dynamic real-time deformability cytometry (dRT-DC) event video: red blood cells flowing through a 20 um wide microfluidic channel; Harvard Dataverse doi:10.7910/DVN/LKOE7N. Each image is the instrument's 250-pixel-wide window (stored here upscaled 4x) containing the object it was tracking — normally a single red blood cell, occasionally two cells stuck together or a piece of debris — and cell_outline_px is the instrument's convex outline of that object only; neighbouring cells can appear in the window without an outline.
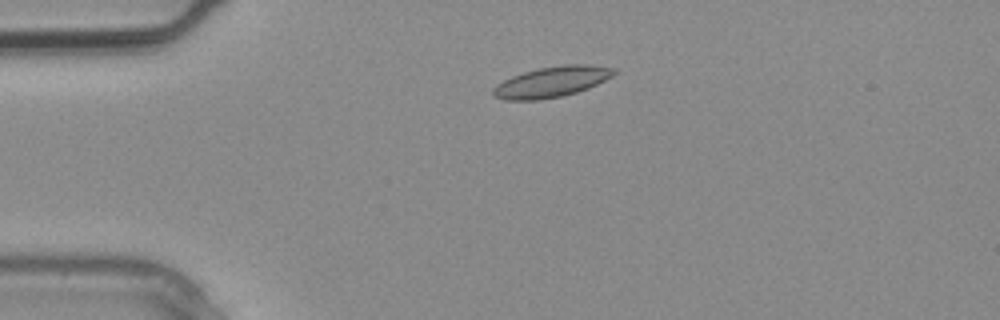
{"species": "common noctule bat (a hibernating species)", "species_latin": "Nyctalus noctula", "temperature_condition": "warm", "stored_images_in_passage": 2, "camera_frame_rate_fps": 3000, "um_per_image_px": 0.085, "animal": {"sex": "male", "body_mass_g": 20.4}, "frame": {"image": 1, "passage_image": 1, "time_ms": 0.0, "image_size_px": [1000, 320], "cell_outline_px": [[616, 72], [612, 76], [588, 88], [576, 92], [560, 96], [536, 100], [504, 100], [496, 96], [492, 92], [492, 88], [496, 84], [512, 76], [524, 72], [540, 68], [564, 64], [584, 64], [616, 68]], "centroid_in_image_um": [46.88, 6.95], "position_along_channel_um": 38.1, "area_um2": 21.33}}
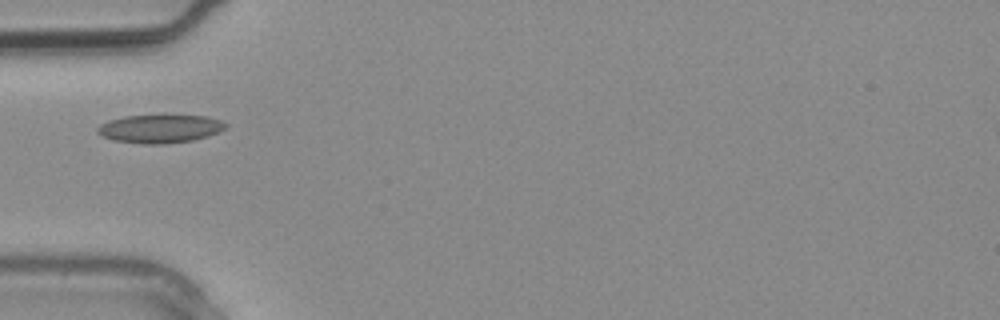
{"frame": {"image": 2, "passage_image": 2, "time_ms": 0.333, "image_size_px": [1000, 320], "cell_outline_px": [[228, 124], [224, 128], [208, 136], [192, 140], [164, 144], [140, 144], [112, 140], [96, 132], [96, 128], [100, 124], [108, 120], [124, 116], [204, 116], [220, 120]], "centroid_in_image_um": [13.54, 10.95], "position_along_channel_um": 71.5, "area_um2": 20.92}}